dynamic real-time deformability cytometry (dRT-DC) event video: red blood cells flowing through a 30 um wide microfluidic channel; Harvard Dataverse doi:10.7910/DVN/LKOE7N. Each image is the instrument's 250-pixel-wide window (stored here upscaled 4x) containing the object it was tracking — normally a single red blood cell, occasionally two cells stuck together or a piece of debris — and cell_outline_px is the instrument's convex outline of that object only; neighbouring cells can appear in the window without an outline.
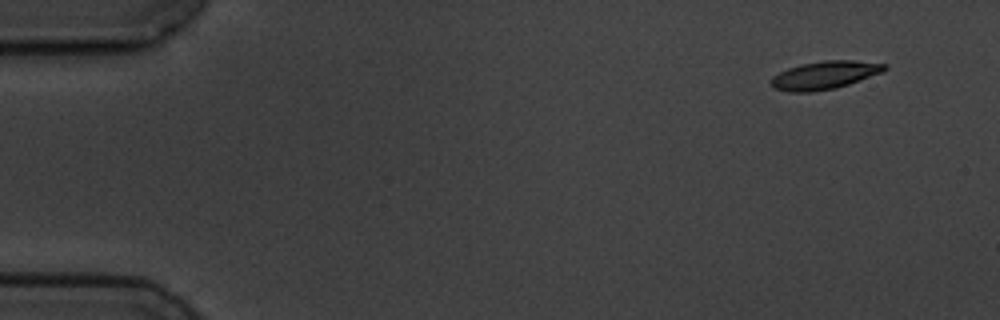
{"species": "common noctule bat (a hibernating species)", "species_latin": "Nyctalus noctula", "temperature_condition": "cold", "stored_images_in_passage": 9, "camera_frame_rate_fps": 3000, "um_per_image_px": 0.085, "animal": {"sex": "male", "body_mass_g": 19.5, "forearm_length_mm": 54.6}, "frame": {"image": 1, "passage_image": 1, "time_ms": 0.0, "image_size_px": [1000, 320], "cell_outline_px": [[888, 68], [884, 72], [836, 88], [812, 92], [788, 92], [772, 88], [772, 76], [788, 68], [800, 64], [824, 60], [852, 60], [888, 64]], "centroid_in_image_um": [70.11, 6.38], "position_along_channel_um": 14.9, "area_um2": 18.67}}
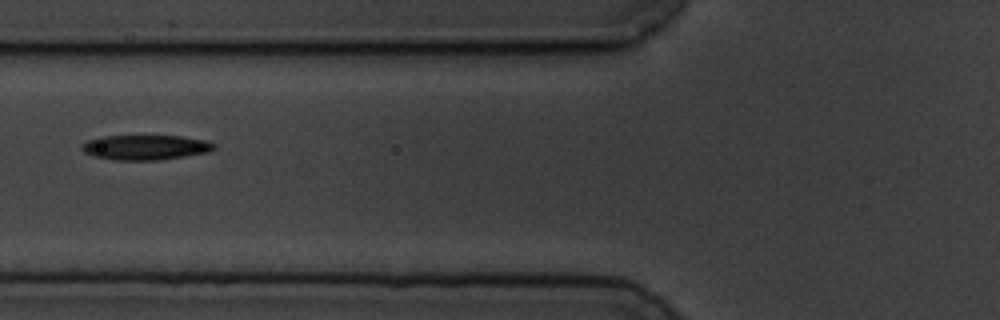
{"frame": {"image": 2, "passage_image": 6, "time_ms": 6.0, "image_size_px": [1000, 320], "cell_outline_px": [[216, 148], [208, 152], [184, 156], [156, 160], [112, 160], [92, 156], [84, 152], [80, 148], [80, 144], [88, 140], [100, 136], [180, 136], [208, 140], [216, 144]], "centroid_in_image_um": [12.34, 12.52], "position_along_channel_um": 113.5, "area_um2": 19.36}}
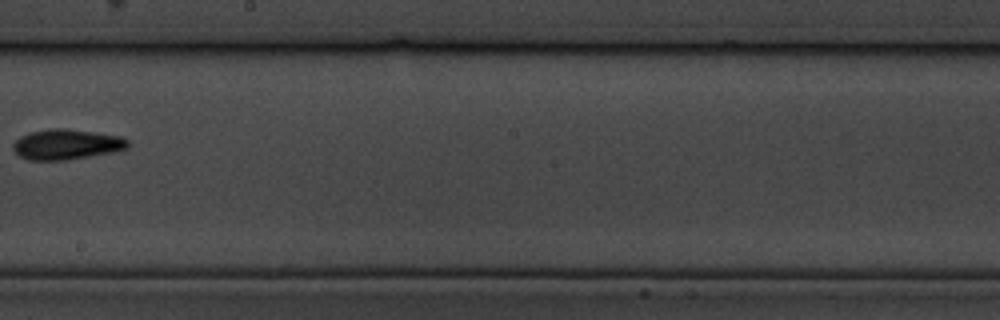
{"frame": {"image": 3, "passage_image": 9, "time_ms": 9.667, "image_size_px": [1000, 320], "cell_outline_px": [[128, 148], [108, 152], [64, 160], [28, 160], [20, 156], [12, 148], [12, 144], [20, 136], [28, 132], [52, 128], [64, 128], [120, 136], [128, 140]], "centroid_in_image_um": [5.58, 12.26], "position_along_channel_um": 242.6, "area_um2": 19.94}}